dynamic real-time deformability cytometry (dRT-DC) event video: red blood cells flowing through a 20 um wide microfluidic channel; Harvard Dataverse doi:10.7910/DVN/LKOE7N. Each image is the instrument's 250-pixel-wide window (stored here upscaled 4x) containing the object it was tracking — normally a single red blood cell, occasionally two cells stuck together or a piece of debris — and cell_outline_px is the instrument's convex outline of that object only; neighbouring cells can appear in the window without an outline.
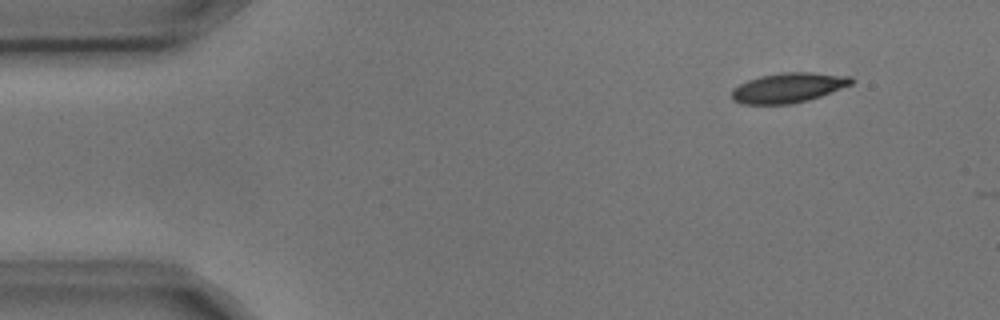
{"species": "common noctule bat (a hibernating species)", "species_latin": "Nyctalus noctula", "temperature_condition": "cold", "stored_images_in_passage": 6, "segment_of_instrument_passage": [2, 2], "camera_frame_rate_fps": 3000, "um_per_image_px": 0.085, "animal": {"sex": "male", "body_mass_g": 17.9, "forearm_length_mm": 54.2}, "frame": {"image": 1, "passage_image": 6, "time_ms": 1.667, "image_size_px": [1000, 320], "cell_outline_px": [[856, 80], [852, 84], [820, 96], [808, 100], [792, 104], [740, 104], [732, 100], [732, 88], [748, 80], [760, 76], [780, 72], [812, 72], [852, 76]], "centroid_in_image_um": [67.01, 7.45], "position_along_channel_um": 18.0, "area_um2": 20.98}}